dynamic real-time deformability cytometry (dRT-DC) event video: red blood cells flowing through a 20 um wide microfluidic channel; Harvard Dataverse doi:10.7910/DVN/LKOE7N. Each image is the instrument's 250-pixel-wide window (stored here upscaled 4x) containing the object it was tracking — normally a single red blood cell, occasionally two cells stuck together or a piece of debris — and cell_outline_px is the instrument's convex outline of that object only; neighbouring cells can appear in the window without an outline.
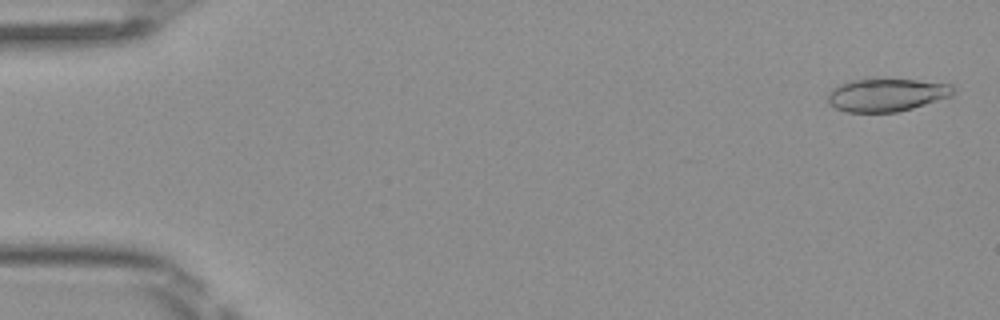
{"species": "Egyptian fruit bat (a non-hibernating species)", "species_latin": "Rousettus aegyptiacus", "temperature_condition": "room temperature", "stored_images_in_passage": 4, "camera_frame_rate_fps": 3000, "um_per_image_px": 0.085, "frame": {"image": 1, "passage_image": 1, "time_ms": 0.0, "image_size_px": [1000, 320], "cell_outline_px": [[956, 92], [952, 96], [912, 108], [896, 112], [848, 112], [836, 108], [828, 104], [828, 92], [832, 88], [848, 80], [868, 76], [872, 76], [916, 80], [952, 84], [956, 88]], "centroid_in_image_um": [75.34, 8.01], "position_along_channel_um": 9.7, "area_um2": 25.03}}
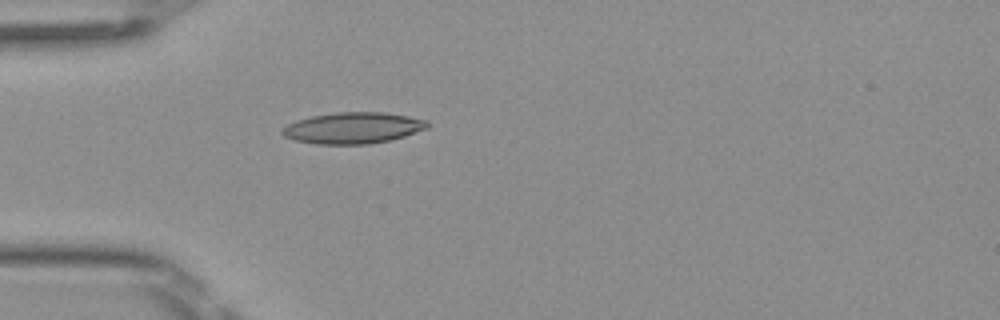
{"frame": {"image": 2, "passage_image": 4, "time_ms": 1.0, "image_size_px": [1000, 320], "cell_outline_px": [[428, 128], [392, 140], [368, 144], [316, 144], [296, 140], [284, 136], [280, 132], [280, 128], [296, 120], [312, 116], [336, 112], [384, 112], [408, 116], [428, 120]], "centroid_in_image_um": [30.0, 10.87], "position_along_channel_um": 55.0, "area_um2": 26.53}}